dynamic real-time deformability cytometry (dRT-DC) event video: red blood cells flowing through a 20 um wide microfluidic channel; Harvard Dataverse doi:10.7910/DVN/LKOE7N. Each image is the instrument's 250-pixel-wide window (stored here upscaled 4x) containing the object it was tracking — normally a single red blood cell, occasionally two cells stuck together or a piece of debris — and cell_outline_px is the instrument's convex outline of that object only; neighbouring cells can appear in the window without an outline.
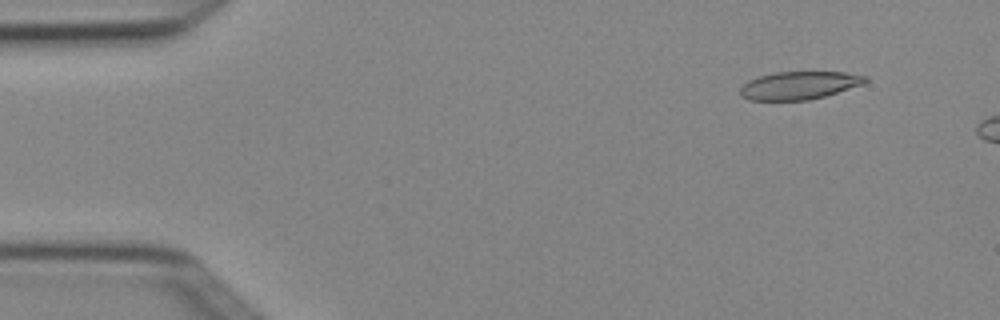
{"species": "Egyptian fruit bat (a non-hibernating species)", "species_latin": "Rousettus aegyptiacus", "temperature_condition": "cold", "stored_images_in_passage": 4, "camera_frame_rate_fps": 3000, "um_per_image_px": 0.085, "animal": {"sex": "female"}, "frame": {"image": 1, "passage_image": 2, "time_ms": 0.333, "image_size_px": [1000, 320], "cell_outline_px": [[868, 80], [864, 84], [824, 96], [808, 100], [748, 100], [740, 96], [740, 88], [748, 80], [772, 72], [844, 72], [868, 76]], "centroid_in_image_um": [67.92, 7.25], "position_along_channel_um": 17.1, "area_um2": 20.4}}